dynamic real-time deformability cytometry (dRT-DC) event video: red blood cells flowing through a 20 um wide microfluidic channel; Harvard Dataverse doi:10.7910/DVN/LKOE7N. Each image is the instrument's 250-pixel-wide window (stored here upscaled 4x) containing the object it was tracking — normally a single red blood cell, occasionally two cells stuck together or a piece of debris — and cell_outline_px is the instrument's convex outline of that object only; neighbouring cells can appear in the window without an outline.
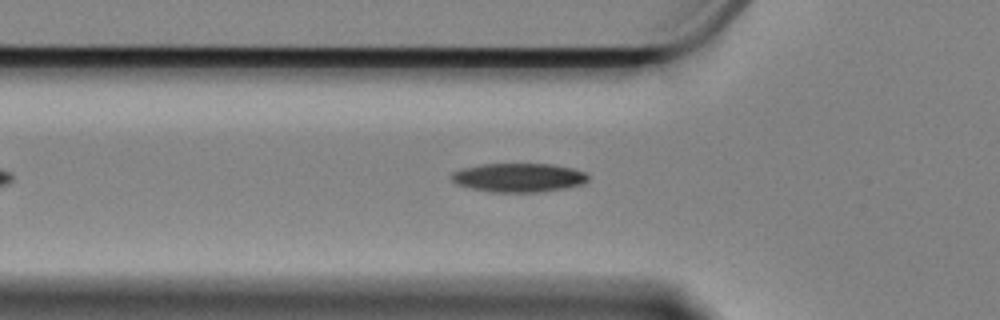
{"species": "Egyptian fruit bat (a non-hibernating species)", "species_latin": "Rousettus aegyptiacus", "temperature_condition": "cold", "stored_images_in_passage": 35, "camera_frame_rate_fps": 3000, "um_per_image_px": 0.085, "animal": {"sex": "female"}, "frame": {"image": 1, "passage_image": 12, "time_ms": 3.667, "image_size_px": [1000, 320], "cell_outline_px": [[588, 180], [580, 184], [564, 188], [540, 192], [492, 192], [472, 188], [456, 184], [452, 180], [452, 172], [460, 168], [480, 164], [552, 164], [572, 168], [584, 172], [588, 176]], "centroid_in_image_um": [44.05, 15.09], "position_along_channel_um": 81.8, "area_um2": 22.89}}
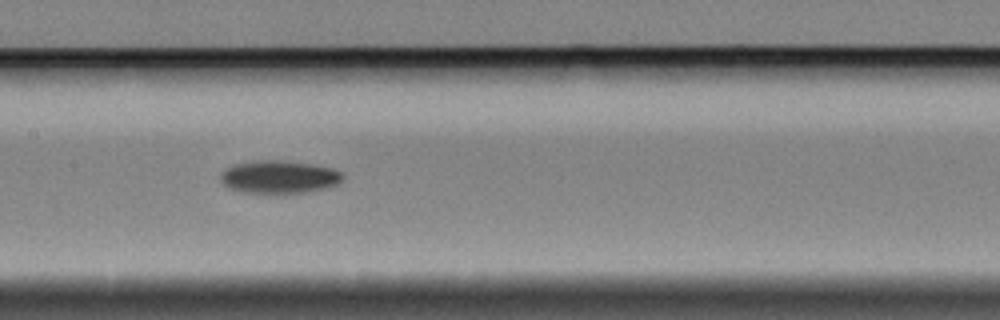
{"frame": {"image": 2, "passage_image": 21, "time_ms": 6.667, "image_size_px": [1000, 320], "cell_outline_px": [[344, 176], [336, 184], [304, 192], [284, 196], [240, 192], [224, 184], [220, 180], [220, 176], [232, 164], [252, 160], [284, 160], [312, 164], [332, 168], [340, 172]], "centroid_in_image_um": [23.68, 15.06], "position_along_channel_um": 183.7, "area_um2": 23.81}}
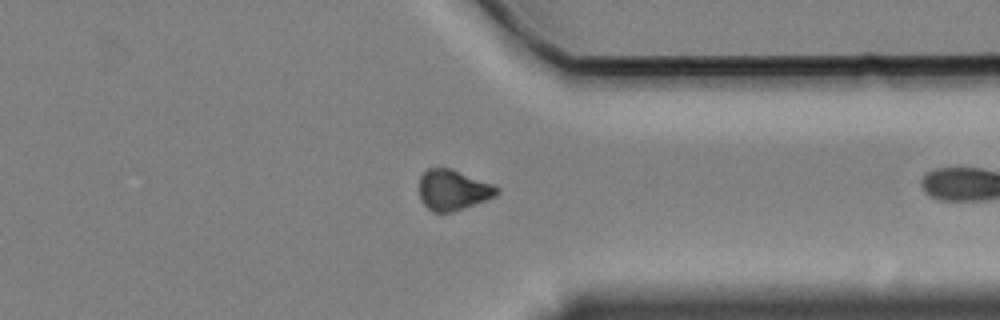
{"frame": {"image": 3, "passage_image": 34, "time_ms": 11.0, "image_size_px": [1000, 320], "cell_outline_px": [[500, 192], [496, 196], [464, 208], [452, 212], [432, 212], [420, 200], [420, 176], [428, 168], [452, 168], [492, 184], [500, 188]], "centroid_in_image_um": [38.51, 16.14], "position_along_channel_um": 372.9, "area_um2": 18.32}}